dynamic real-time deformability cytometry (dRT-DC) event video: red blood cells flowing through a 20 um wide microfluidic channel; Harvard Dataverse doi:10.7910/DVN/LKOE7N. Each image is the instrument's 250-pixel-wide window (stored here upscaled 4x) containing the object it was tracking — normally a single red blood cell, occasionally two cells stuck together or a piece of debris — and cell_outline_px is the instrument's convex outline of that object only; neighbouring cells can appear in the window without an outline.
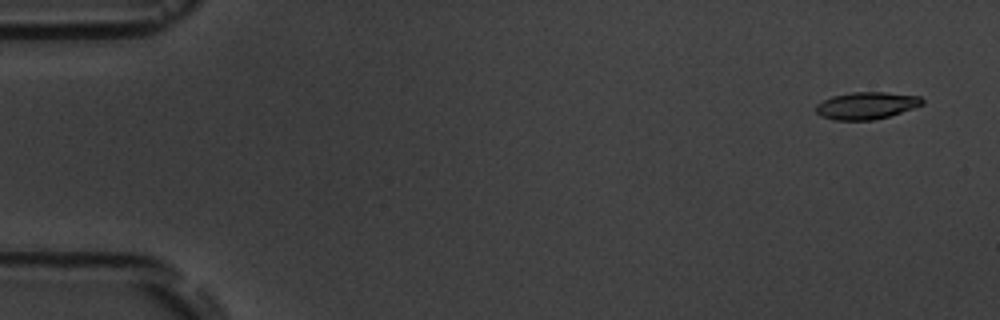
{"species": "common noctule bat (a hibernating species)", "species_latin": "Nyctalus noctula", "temperature_condition": "room temperature", "stored_images_in_passage": 6, "camera_frame_rate_fps": 3000, "um_per_image_px": 0.085, "animal": {"sex": "male", "body_mass_g": 19.5, "forearm_length_mm": 54.6}, "frame": {"image": 1, "passage_image": 1, "time_ms": 0.0, "image_size_px": [1000, 320], "cell_outline_px": [[924, 104], [888, 116], [872, 120], [832, 120], [820, 116], [816, 112], [816, 104], [832, 96], [852, 92], [884, 92], [920, 96], [924, 100]], "centroid_in_image_um": [73.62, 8.97], "position_along_channel_um": 11.4, "area_um2": 16.76}}
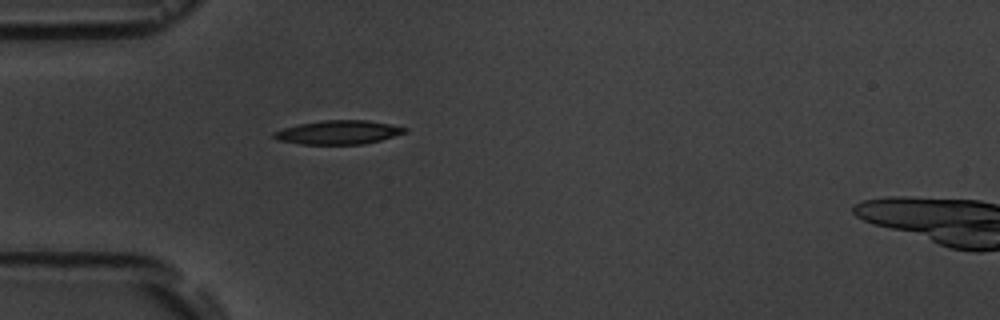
{"frame": {"image": 2, "passage_image": 5, "time_ms": 4.667, "image_size_px": [1000, 320], "cell_outline_px": [[408, 128], [404, 132], [380, 140], [364, 144], [300, 144], [276, 140], [272, 136], [272, 132], [284, 128], [300, 124], [324, 120], [368, 120]], "centroid_in_image_um": [28.7, 11.25], "position_along_channel_um": 56.3, "area_um2": 17.98}}